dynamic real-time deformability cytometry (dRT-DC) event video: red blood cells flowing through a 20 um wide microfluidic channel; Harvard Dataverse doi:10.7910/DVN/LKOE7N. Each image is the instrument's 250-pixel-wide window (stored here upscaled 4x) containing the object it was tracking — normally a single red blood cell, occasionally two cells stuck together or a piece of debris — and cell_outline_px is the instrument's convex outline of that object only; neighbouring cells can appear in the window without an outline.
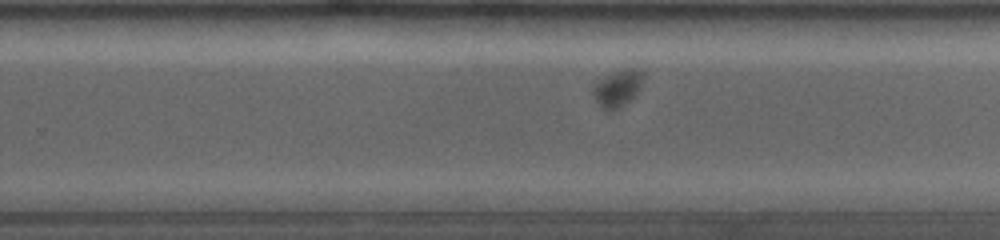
{"species": "common noctule bat (a hibernating species)", "species_latin": "Nyctalus noctula", "temperature_condition": "room temperature", "stored_images_in_passage": 45, "camera_frame_rate_fps": 4000, "um_per_image_px": 0.085, "animal": {"sex": "female", "body_mass_g": 19.0, "forearm_length_mm": 53.3}, "frame": {"image": 1, "passage_image": 28, "time_ms": 6.75, "image_size_px": [1000, 240], "cell_outline_px": [[644, 76], [636, 92], [620, 108], [604, 108], [596, 100], [592, 92], [592, 84], [616, 72], [628, 68], [632, 68], [644, 72]], "centroid_in_image_um": [52.48, 7.47], "position_along_channel_um": 277.3, "area_um2": 10.06}}
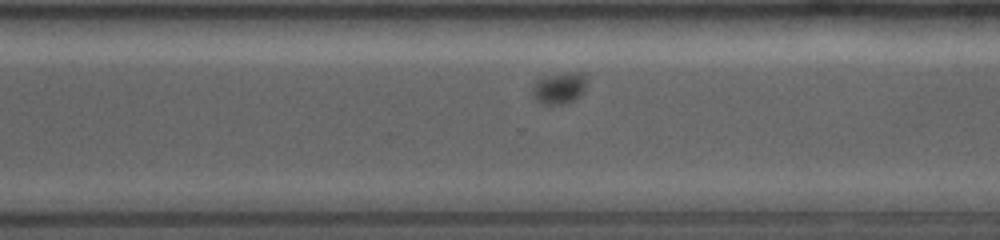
{"frame": {"image": 2, "passage_image": 33, "time_ms": 8.0, "image_size_px": [1000, 240], "cell_outline_px": [[588, 80], [584, 92], [580, 96], [568, 104], [540, 104], [532, 96], [532, 88], [536, 80], [568, 72], [584, 72]], "centroid_in_image_um": [47.59, 7.5], "position_along_channel_um": 323.0, "area_um2": 10.17}}